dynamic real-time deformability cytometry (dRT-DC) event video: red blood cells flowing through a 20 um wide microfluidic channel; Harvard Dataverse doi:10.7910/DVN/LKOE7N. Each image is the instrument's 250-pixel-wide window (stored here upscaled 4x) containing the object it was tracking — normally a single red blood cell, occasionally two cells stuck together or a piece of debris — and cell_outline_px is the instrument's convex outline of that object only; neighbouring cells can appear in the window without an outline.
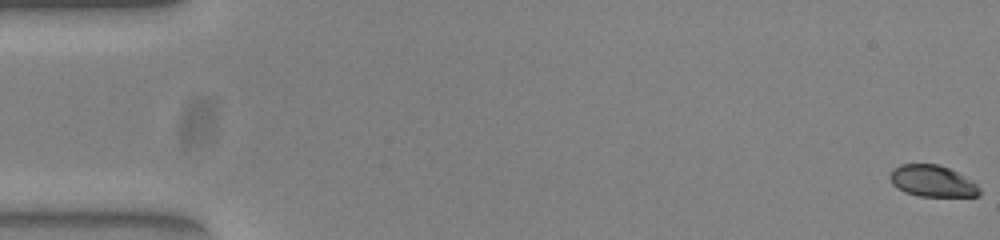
{"species": "common noctule bat (a hibernating species)", "species_latin": "Nyctalus noctula", "temperature_condition": "warm", "stored_images_in_passage": 54, "camera_frame_rate_fps": 3000, "um_per_image_px": 0.085, "animal": {"sex": "female", "body_mass_g": 23.0, "forearm_length_mm": 53.4}, "frame": {"image": 1, "passage_image": 1, "time_ms": 0.0, "image_size_px": [1000, 240], "cell_outline_px": [[980, 196], [920, 196], [904, 192], [892, 184], [888, 176], [892, 168], [900, 164], [936, 164], [948, 168], [972, 180], [980, 188]], "centroid_in_image_um": [79.22, 15.39], "position_along_channel_um": 5.8, "area_um2": 16.47}}
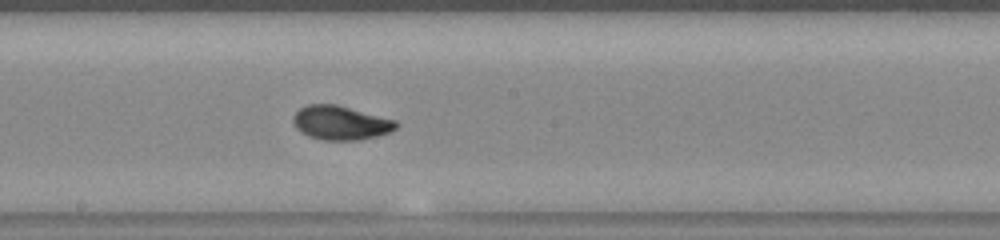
{"frame": {"image": 2, "passage_image": 30, "time_ms": 9.667, "image_size_px": [1000, 240], "cell_outline_px": [[396, 128], [388, 132], [376, 136], [360, 140], [320, 140], [308, 136], [300, 132], [296, 128], [292, 120], [292, 116], [300, 108], [308, 104], [336, 104], [396, 120]], "centroid_in_image_um": [28.9, 10.44], "position_along_channel_um": 219.3, "area_um2": 20.4}}
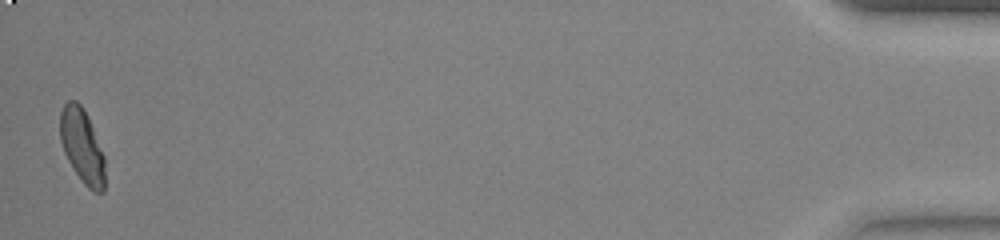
{"frame": {"image": 3, "passage_image": 54, "time_ms": 17.667, "image_size_px": [1000, 240], "cell_outline_px": [[104, 192], [92, 192], [84, 184], [68, 160], [64, 152], [60, 140], [60, 112], [64, 104], [68, 100], [76, 100], [80, 104], [88, 116], [104, 156]], "centroid_in_image_um": [6.97, 12.4], "position_along_channel_um": 428.2, "area_um2": 19.25}, "authors_computed_cell_mechanics": {"area_um2": 19.3919, "velocity_mm_per_s": 3.8252, "shape_relaxation_time_tau1_ms": 3.8982, "shape_relaxation_time_tau2_ms": 1.1492, "deformation_change_tau1": 0.1615, "deformation_change_tau2": 0.0433}}